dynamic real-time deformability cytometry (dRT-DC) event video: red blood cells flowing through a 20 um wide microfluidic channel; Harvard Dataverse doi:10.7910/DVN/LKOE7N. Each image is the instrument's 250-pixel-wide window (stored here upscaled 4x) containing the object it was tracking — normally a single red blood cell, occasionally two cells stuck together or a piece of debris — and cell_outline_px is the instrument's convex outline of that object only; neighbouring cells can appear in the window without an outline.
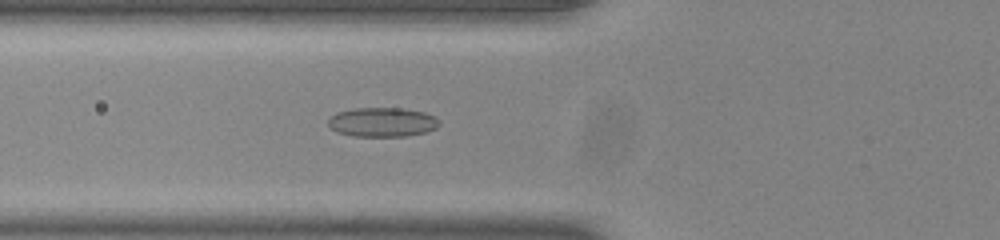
{"species": "common noctule bat (a hibernating species)", "species_latin": "Nyctalus noctula", "temperature_condition": "room temperature", "stored_images_in_passage": 36, "camera_frame_rate_fps": 3000, "um_per_image_px": 0.085, "animal": {"sex": "male", "body_mass_g": 20.0, "forearm_length_mm": 53.3}, "frame": {"image": 1, "passage_image": 3, "time_ms": 0.667, "image_size_px": [1000, 240], "cell_outline_px": [[440, 124], [436, 128], [424, 132], [404, 136], [352, 136], [336, 132], [328, 124], [328, 120], [336, 112], [356, 108], [404, 108], [424, 112], [436, 116], [440, 120]], "centroid_in_image_um": [32.51, 10.37], "position_along_channel_um": 93.3, "area_um2": 19.02}}
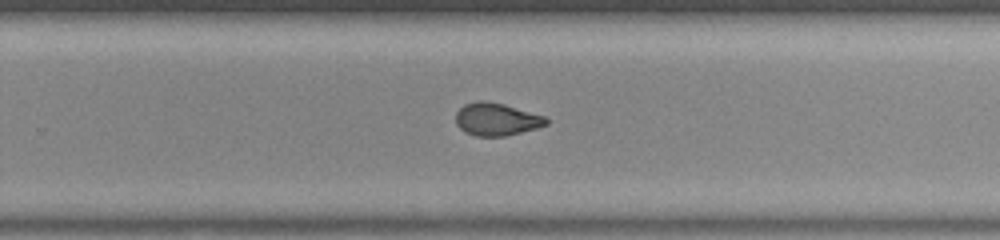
{"frame": {"image": 2, "passage_image": 18, "time_ms": 5.667, "image_size_px": [1000, 240], "cell_outline_px": [[548, 124], [536, 128], [504, 136], [476, 136], [464, 132], [456, 124], [456, 112], [464, 104], [480, 100], [484, 100], [504, 104], [544, 116], [548, 120]], "centroid_in_image_um": [42.17, 10.13], "position_along_channel_um": 287.6, "area_um2": 17.11}}
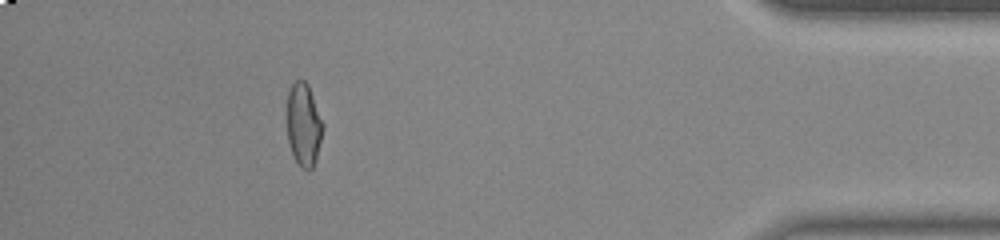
{"frame": {"image": 3, "passage_image": 31, "time_ms": 10.0, "image_size_px": [1000, 240], "cell_outline_px": [[324, 128], [316, 160], [312, 168], [308, 172], [300, 168], [292, 156], [288, 140], [288, 92], [292, 84], [296, 80], [304, 80], [308, 84], [324, 124]], "centroid_in_image_um": [25.83, 10.65], "position_along_channel_um": 409.4, "area_um2": 17.51}, "authors_computed_cell_mechanics": {"area_um2": 17.5423, "velocity_mm_per_s": 3.8809, "shape_relaxation_time_tau1_ms": null, "shape_relaxation_time_tau2_ms": 1.6455, "deformation_change_tau1": null, "deformation_change_tau2": 0.0727}}